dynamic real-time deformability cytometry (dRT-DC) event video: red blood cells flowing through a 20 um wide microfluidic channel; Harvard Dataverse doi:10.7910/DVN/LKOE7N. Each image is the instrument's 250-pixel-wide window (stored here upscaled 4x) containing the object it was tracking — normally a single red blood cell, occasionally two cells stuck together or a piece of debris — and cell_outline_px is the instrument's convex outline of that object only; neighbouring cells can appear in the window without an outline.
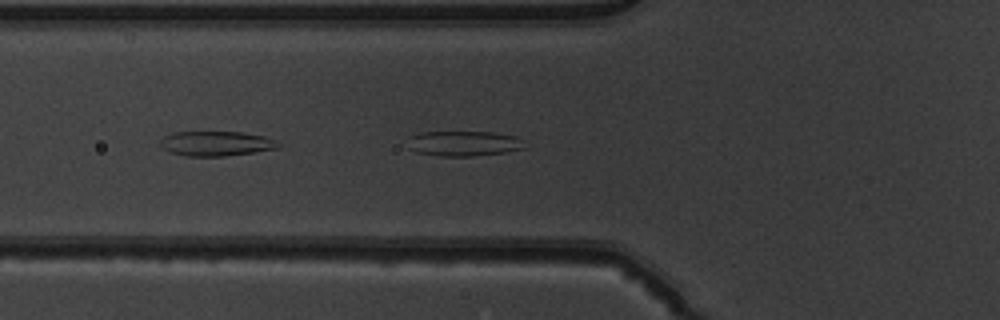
{"species": "common noctule bat (a hibernating species)", "species_latin": "Nyctalus noctula", "temperature_condition": "warm", "stored_images_in_passage": 38, "camera_frame_rate_fps": 3000, "um_per_image_px": 0.085, "animal": {"sex": "male", "body_mass_g": 19.5, "forearm_length_mm": 54.6}, "frame": {"image": 1, "passage_image": 5, "time_ms": 1.333, "image_size_px": [1000, 320], "cell_outline_px": [[528, 148], [504, 152], [472, 156], [440, 156], [416, 152], [400, 144], [408, 136], [420, 132], [492, 132], [516, 136]], "centroid_in_image_um": [39.29, 12.19], "position_along_channel_um": 86.5, "area_um2": 17.57}}
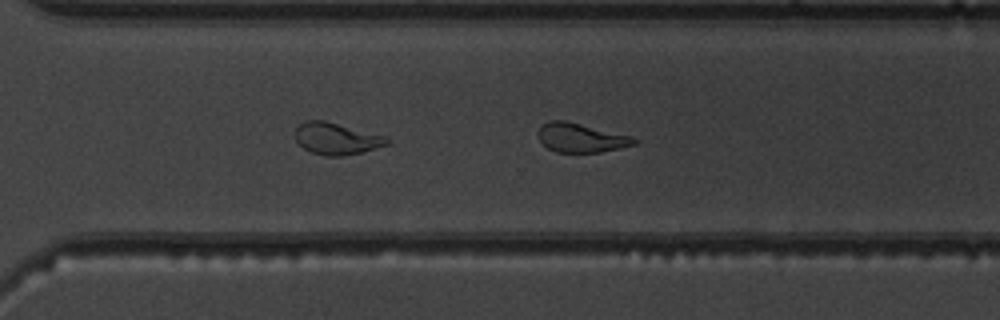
{"frame": {"image": 2, "passage_image": 23, "time_ms": 7.333, "image_size_px": [1000, 320], "cell_outline_px": [[636, 144], [620, 148], [600, 152], [556, 152], [548, 148], [540, 140], [536, 132], [540, 124], [548, 120], [564, 120], [632, 136], [636, 140]], "centroid_in_image_um": [49.33, 11.7], "position_along_channel_um": 321.3, "area_um2": 16.3}}
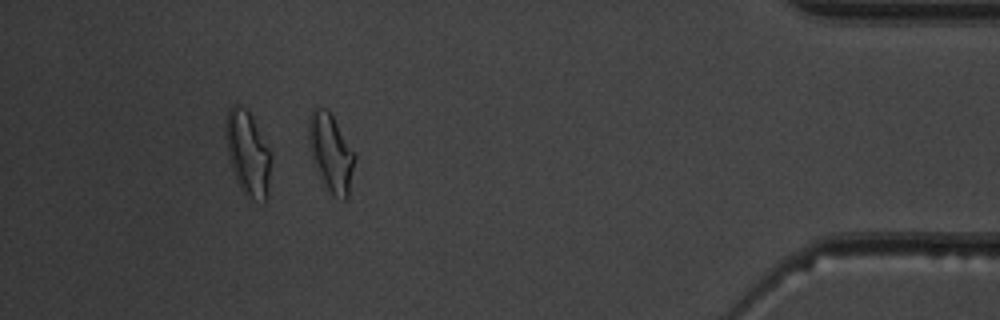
{"frame": {"image": 3, "passage_image": 33, "time_ms": 10.667, "image_size_px": [1000, 320], "cell_outline_px": [[356, 156], [348, 196], [344, 200], [332, 196], [324, 184], [312, 160], [308, 140], [308, 120], [312, 108], [324, 108], [332, 116]], "centroid_in_image_um": [28.11, 13.0], "position_along_channel_um": 407.1, "area_um2": 20.58}, "authors_computed_cell_mechanics": {"area_um2": 17.6868, "velocity_mm_per_s": 3.917, "shape_relaxation_time_tau1_ms": 10.3348, "shape_relaxation_time_tau2_ms": 1.8463, "deformation_change_tau1": 0.266, "deformation_change_tau2": 0.0973}}